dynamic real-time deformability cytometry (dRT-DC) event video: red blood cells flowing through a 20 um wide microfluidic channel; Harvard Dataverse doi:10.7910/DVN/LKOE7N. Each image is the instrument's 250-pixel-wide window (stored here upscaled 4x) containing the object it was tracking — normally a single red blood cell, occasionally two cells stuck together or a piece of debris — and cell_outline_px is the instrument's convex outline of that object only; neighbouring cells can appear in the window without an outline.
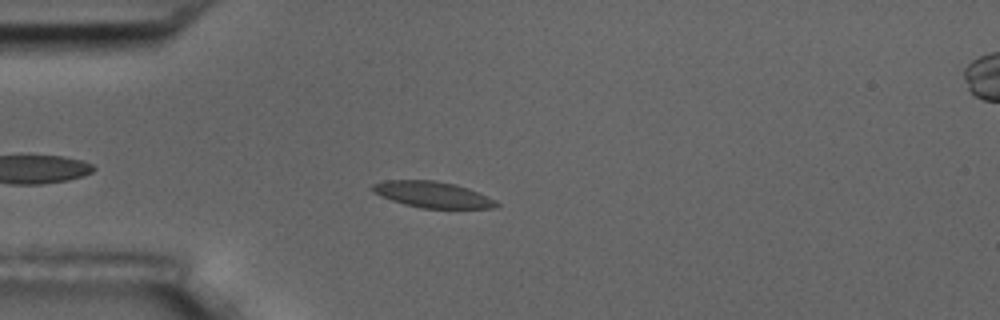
{"species": "common noctule bat (a hibernating species)", "species_latin": "Nyctalus noctula", "temperature_condition": "room temperature", "stored_images_in_passage": 40, "camera_frame_rate_fps": 3000, "um_per_image_px": 0.085, "animal": {"sex": "male", "body_mass_g": 17.5, "forearm_length_mm": 52.3}, "frame": {"image": 1, "passage_image": 7, "time_ms": 2.0, "image_size_px": [1000, 320], "cell_outline_px": [[500, 204], [496, 208], [420, 208], [404, 204], [392, 200], [372, 192], [368, 188], [372, 184], [384, 180], [432, 180], [456, 184], [468, 188], [488, 196], [496, 200]], "centroid_in_image_um": [36.75, 16.53], "position_along_channel_um": 48.3, "area_um2": 19.02}}
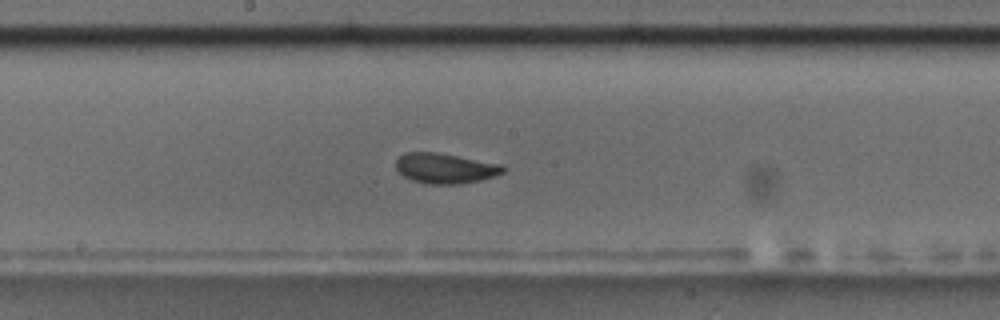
{"frame": {"image": 2, "passage_image": 22, "time_ms": 7.0, "image_size_px": [1000, 320], "cell_outline_px": [[508, 168], [504, 172], [496, 176], [480, 180], [460, 184], [428, 184], [412, 180], [404, 176], [396, 168], [396, 160], [404, 152], [436, 152], [504, 164]], "centroid_in_image_um": [37.9, 14.3], "position_along_channel_um": 210.3, "area_um2": 19.07}}
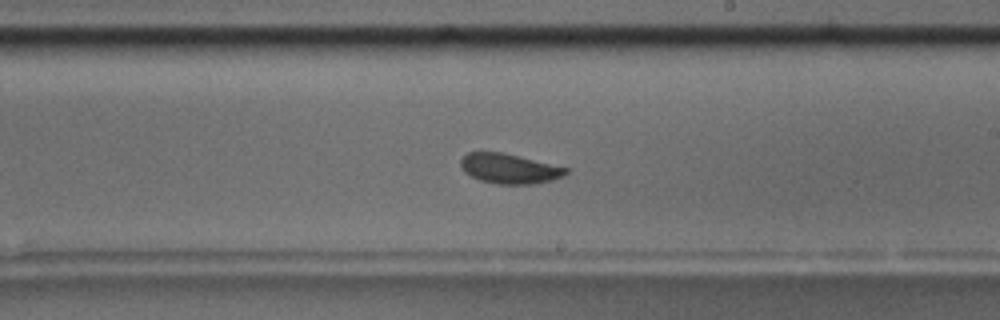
{"frame": {"image": 3, "passage_image": 25, "time_ms": 8.0, "image_size_px": [1000, 320], "cell_outline_px": [[568, 172], [564, 176], [552, 180], [532, 184], [496, 184], [480, 180], [464, 172], [460, 168], [460, 160], [468, 152], [504, 152], [568, 168]], "centroid_in_image_um": [43.28, 14.33], "position_along_channel_um": 245.7, "area_um2": 18.38}, "authors_computed_cell_mechanics": {"area_um2": 18.3804, "velocity_mm_per_s": 3.5422, "shape_relaxation_time_tau1_ms": 2.7684, "shape_relaxation_time_tau2_ms": 1.699, "deformation_change_tau1": 0.1115, "deformation_change_tau2": 0.0623}}